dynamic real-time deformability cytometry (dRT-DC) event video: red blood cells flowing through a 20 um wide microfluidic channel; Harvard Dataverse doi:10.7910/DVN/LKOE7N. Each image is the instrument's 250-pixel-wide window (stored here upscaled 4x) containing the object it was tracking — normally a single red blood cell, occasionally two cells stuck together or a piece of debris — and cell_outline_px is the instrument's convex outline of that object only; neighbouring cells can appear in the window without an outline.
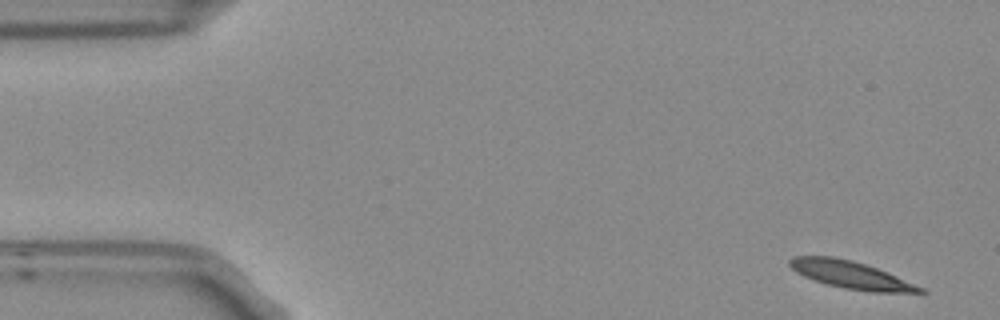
{"species": "Egyptian fruit bat (a non-hibernating species)", "species_latin": "Rousettus aegyptiacus", "temperature_condition": "room temperature", "stored_images_in_passage": 4, "camera_frame_rate_fps": 3000, "um_per_image_px": 0.085, "frame": {"image": 1, "passage_image": 1, "time_ms": 0.0, "image_size_px": [1000, 320], "cell_outline_px": [[928, 292], [872, 292], [844, 288], [812, 280], [796, 272], [788, 264], [788, 260], [792, 256], [832, 256], [852, 260], [876, 268], [924, 288]], "centroid_in_image_um": [72.26, 23.35], "position_along_channel_um": 12.7, "area_um2": 20.58}}